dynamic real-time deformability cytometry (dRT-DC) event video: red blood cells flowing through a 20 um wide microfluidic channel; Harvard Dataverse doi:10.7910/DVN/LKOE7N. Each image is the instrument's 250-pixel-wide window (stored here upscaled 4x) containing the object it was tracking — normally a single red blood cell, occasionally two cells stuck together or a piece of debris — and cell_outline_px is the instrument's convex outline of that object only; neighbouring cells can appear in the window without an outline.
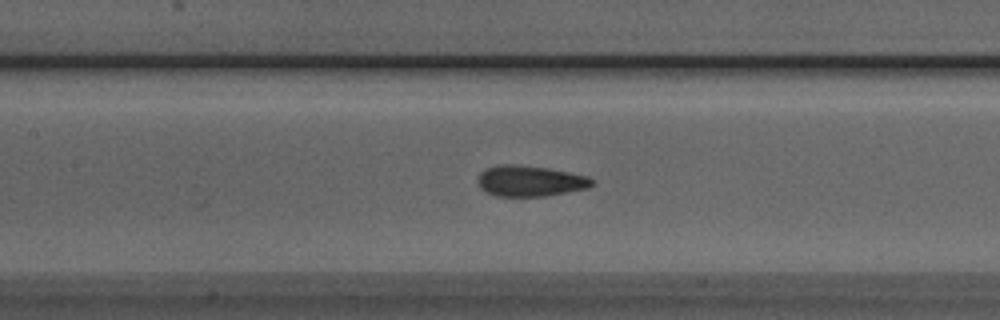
{"species": "Egyptian fruit bat (a non-hibernating species)", "species_latin": "Rousettus aegyptiacus", "temperature_condition": "room temperature", "stored_images_in_passage": 52, "camera_frame_rate_fps": 3000, "um_per_image_px": 0.085, "animal": {"sex": "male"}, "frame": {"image": 1, "passage_image": 23, "time_ms": 7.333, "image_size_px": [1000, 320], "cell_outline_px": [[592, 184], [588, 188], [544, 196], [496, 196], [480, 188], [476, 180], [476, 176], [484, 168], [500, 164], [512, 164], [548, 168], [588, 176], [592, 180]], "centroid_in_image_um": [44.98, 15.37], "position_along_channel_um": 162.4, "area_um2": 20.52}}
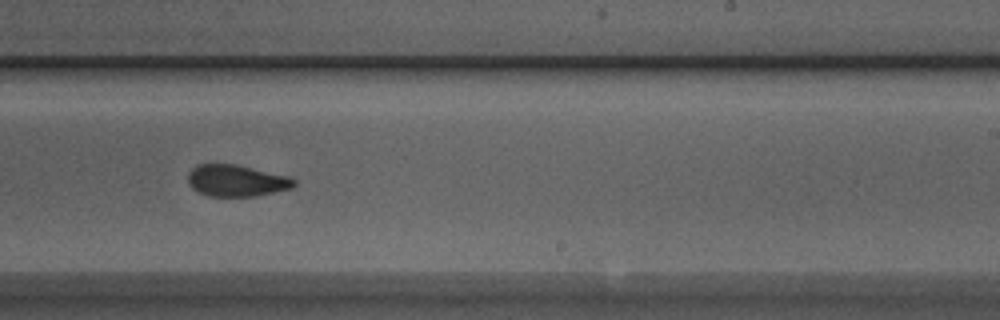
{"frame": {"image": 2, "passage_image": 31, "time_ms": 10.0, "image_size_px": [1000, 320], "cell_outline_px": [[296, 184], [292, 188], [256, 196], [208, 196], [192, 188], [188, 184], [188, 172], [196, 164], [236, 164], [292, 176], [296, 180]], "centroid_in_image_um": [20.12, 15.34], "position_along_channel_um": 268.9, "area_um2": 19.83}}
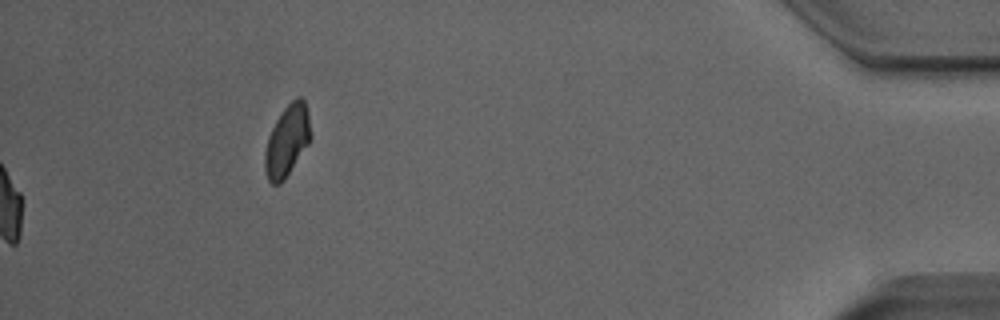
{"frame": {"image": 3, "passage_image": 52, "time_ms": 17.0, "image_size_px": [1000, 320], "cell_outline_px": [[312, 136], [308, 144], [284, 180], [280, 184], [272, 184], [268, 180], [264, 168], [264, 152], [268, 136], [276, 120], [284, 108], [296, 96], [300, 96], [304, 100], [308, 112]], "centroid_in_image_um": [24.4, 11.95], "position_along_channel_um": 410.8, "area_um2": 19.07}, "authors_computed_cell_mechanics": {"area_um2": 20.23, "velocity_mm_per_s": 4.019, "shape_relaxation_time_tau1_ms": 10.6186, "shape_relaxation_time_tau2_ms": 1.4896, "deformation_change_tau1": 0.2105, "deformation_change_tau2": 0.0526}}